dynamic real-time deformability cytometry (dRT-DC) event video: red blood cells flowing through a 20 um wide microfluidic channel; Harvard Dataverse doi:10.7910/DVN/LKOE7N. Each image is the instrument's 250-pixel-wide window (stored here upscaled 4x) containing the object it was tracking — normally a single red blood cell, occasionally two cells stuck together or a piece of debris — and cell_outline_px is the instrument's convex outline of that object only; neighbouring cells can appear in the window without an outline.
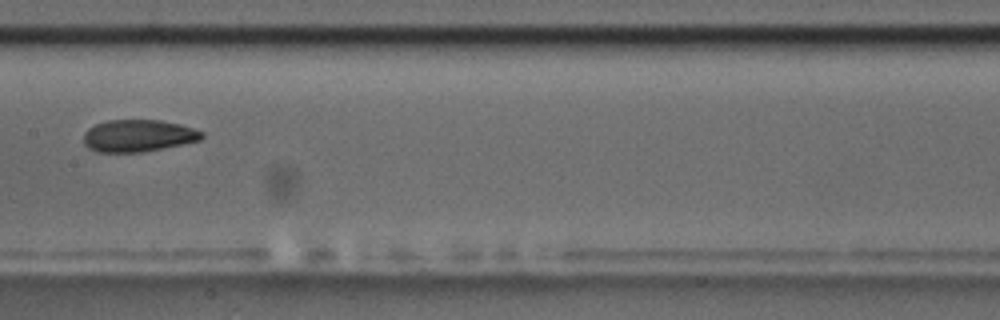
{"species": "common noctule bat (a hibernating species)", "species_latin": "Nyctalus noctula", "temperature_condition": "room temperature", "stored_images_in_passage": 6, "camera_frame_rate_fps": 3000, "um_per_image_px": 0.085, "animal": {"sex": "male", "body_mass_g": 17.5, "forearm_length_mm": 52.3}, "frame": {"image": 1, "passage_image": 4, "time_ms": 3.667, "image_size_px": [1000, 320], "cell_outline_px": [[204, 136], [200, 140], [140, 152], [96, 152], [88, 148], [84, 144], [84, 132], [88, 128], [96, 124], [108, 120], [160, 120], [180, 124], [204, 132]], "centroid_in_image_um": [11.71, 11.53], "position_along_channel_um": 195.7, "area_um2": 21.96}}
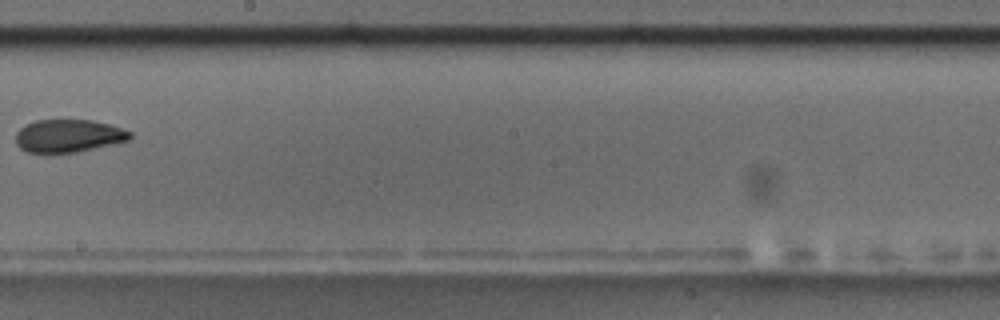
{"frame": {"image": 2, "passage_image": 5, "time_ms": 5.0, "image_size_px": [1000, 320], "cell_outline_px": [[132, 136], [128, 140], [76, 152], [52, 156], [48, 156], [28, 152], [20, 148], [16, 144], [16, 132], [20, 128], [36, 120], [92, 120], [108, 124], [132, 132]], "centroid_in_image_um": [5.75, 11.59], "position_along_channel_um": 242.4, "area_um2": 22.25}}
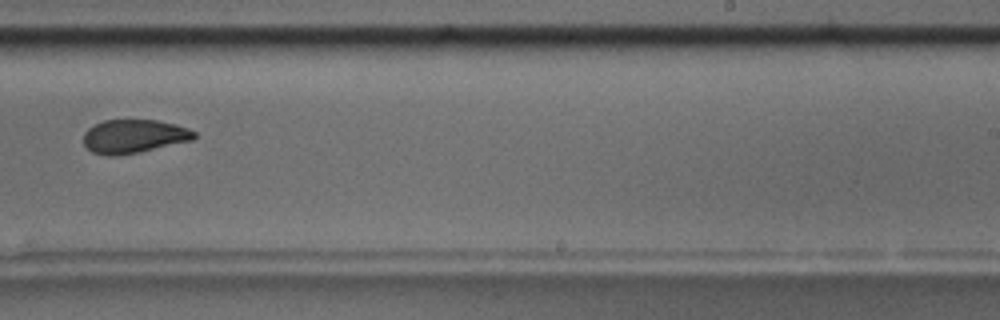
{"frame": {"image": 3, "passage_image": 6, "time_ms": 6.0, "image_size_px": [1000, 320], "cell_outline_px": [[196, 136], [192, 140], [140, 152], [116, 156], [104, 156], [92, 152], [84, 144], [84, 132], [88, 128], [104, 120], [156, 120], [176, 124], [188, 128], [196, 132]], "centroid_in_image_um": [11.37, 11.59], "position_along_channel_um": 277.6, "area_um2": 21.73}}